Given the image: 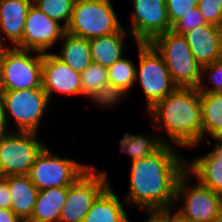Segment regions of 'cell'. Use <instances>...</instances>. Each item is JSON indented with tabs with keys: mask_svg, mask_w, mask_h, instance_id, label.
<instances>
[{
	"mask_svg": "<svg viewBox=\"0 0 222 222\" xmlns=\"http://www.w3.org/2000/svg\"><path fill=\"white\" fill-rule=\"evenodd\" d=\"M126 204L145 212L174 208L176 186L187 171V160L171 144L155 153L131 162Z\"/></svg>",
	"mask_w": 222,
	"mask_h": 222,
	"instance_id": "cell-1",
	"label": "cell"
},
{
	"mask_svg": "<svg viewBox=\"0 0 222 222\" xmlns=\"http://www.w3.org/2000/svg\"><path fill=\"white\" fill-rule=\"evenodd\" d=\"M152 127L169 137L168 144L192 148L202 142L200 91L177 87L149 111ZM174 143V144H173Z\"/></svg>",
	"mask_w": 222,
	"mask_h": 222,
	"instance_id": "cell-2",
	"label": "cell"
},
{
	"mask_svg": "<svg viewBox=\"0 0 222 222\" xmlns=\"http://www.w3.org/2000/svg\"><path fill=\"white\" fill-rule=\"evenodd\" d=\"M151 44L162 55L177 87L199 86L202 67L195 60L184 35L168 30L157 36Z\"/></svg>",
	"mask_w": 222,
	"mask_h": 222,
	"instance_id": "cell-3",
	"label": "cell"
},
{
	"mask_svg": "<svg viewBox=\"0 0 222 222\" xmlns=\"http://www.w3.org/2000/svg\"><path fill=\"white\" fill-rule=\"evenodd\" d=\"M122 28L110 0H75L66 32L90 40Z\"/></svg>",
	"mask_w": 222,
	"mask_h": 222,
	"instance_id": "cell-4",
	"label": "cell"
},
{
	"mask_svg": "<svg viewBox=\"0 0 222 222\" xmlns=\"http://www.w3.org/2000/svg\"><path fill=\"white\" fill-rule=\"evenodd\" d=\"M42 63L41 52L7 47L0 60V91L42 88Z\"/></svg>",
	"mask_w": 222,
	"mask_h": 222,
	"instance_id": "cell-5",
	"label": "cell"
},
{
	"mask_svg": "<svg viewBox=\"0 0 222 222\" xmlns=\"http://www.w3.org/2000/svg\"><path fill=\"white\" fill-rule=\"evenodd\" d=\"M137 45L139 67H136L135 83H140L149 111L174 91L177 85L172 81L166 63L155 47L151 43H137Z\"/></svg>",
	"mask_w": 222,
	"mask_h": 222,
	"instance_id": "cell-6",
	"label": "cell"
},
{
	"mask_svg": "<svg viewBox=\"0 0 222 222\" xmlns=\"http://www.w3.org/2000/svg\"><path fill=\"white\" fill-rule=\"evenodd\" d=\"M6 120L12 117L15 122L11 131L38 133L44 113L49 105V98L43 88H29L15 91H0Z\"/></svg>",
	"mask_w": 222,
	"mask_h": 222,
	"instance_id": "cell-7",
	"label": "cell"
},
{
	"mask_svg": "<svg viewBox=\"0 0 222 222\" xmlns=\"http://www.w3.org/2000/svg\"><path fill=\"white\" fill-rule=\"evenodd\" d=\"M90 167V164L85 165V163L82 164L70 158H62L45 145L36 156L28 175L40 191L55 187H68Z\"/></svg>",
	"mask_w": 222,
	"mask_h": 222,
	"instance_id": "cell-8",
	"label": "cell"
},
{
	"mask_svg": "<svg viewBox=\"0 0 222 222\" xmlns=\"http://www.w3.org/2000/svg\"><path fill=\"white\" fill-rule=\"evenodd\" d=\"M38 133L10 131L0 138V177L28 175L38 153L46 145Z\"/></svg>",
	"mask_w": 222,
	"mask_h": 222,
	"instance_id": "cell-9",
	"label": "cell"
},
{
	"mask_svg": "<svg viewBox=\"0 0 222 222\" xmlns=\"http://www.w3.org/2000/svg\"><path fill=\"white\" fill-rule=\"evenodd\" d=\"M191 179L193 176L186 171L178 180L174 206L182 204L176 212L194 222H215L222 196L198 180L191 185Z\"/></svg>",
	"mask_w": 222,
	"mask_h": 222,
	"instance_id": "cell-10",
	"label": "cell"
},
{
	"mask_svg": "<svg viewBox=\"0 0 222 222\" xmlns=\"http://www.w3.org/2000/svg\"><path fill=\"white\" fill-rule=\"evenodd\" d=\"M91 167L68 186L66 202L59 222H83L97 196L110 184L107 171Z\"/></svg>",
	"mask_w": 222,
	"mask_h": 222,
	"instance_id": "cell-11",
	"label": "cell"
},
{
	"mask_svg": "<svg viewBox=\"0 0 222 222\" xmlns=\"http://www.w3.org/2000/svg\"><path fill=\"white\" fill-rule=\"evenodd\" d=\"M128 32L135 43H151L157 36L172 30L166 0H132Z\"/></svg>",
	"mask_w": 222,
	"mask_h": 222,
	"instance_id": "cell-12",
	"label": "cell"
},
{
	"mask_svg": "<svg viewBox=\"0 0 222 222\" xmlns=\"http://www.w3.org/2000/svg\"><path fill=\"white\" fill-rule=\"evenodd\" d=\"M66 28L48 17L34 4L26 16L22 40L15 46L23 50L47 53L58 40L62 39Z\"/></svg>",
	"mask_w": 222,
	"mask_h": 222,
	"instance_id": "cell-13",
	"label": "cell"
},
{
	"mask_svg": "<svg viewBox=\"0 0 222 222\" xmlns=\"http://www.w3.org/2000/svg\"><path fill=\"white\" fill-rule=\"evenodd\" d=\"M42 88L49 100L54 92L63 95H81V74L73 71L54 53H43Z\"/></svg>",
	"mask_w": 222,
	"mask_h": 222,
	"instance_id": "cell-14",
	"label": "cell"
},
{
	"mask_svg": "<svg viewBox=\"0 0 222 222\" xmlns=\"http://www.w3.org/2000/svg\"><path fill=\"white\" fill-rule=\"evenodd\" d=\"M184 36L201 67L221 61V27L206 24L186 32Z\"/></svg>",
	"mask_w": 222,
	"mask_h": 222,
	"instance_id": "cell-15",
	"label": "cell"
},
{
	"mask_svg": "<svg viewBox=\"0 0 222 222\" xmlns=\"http://www.w3.org/2000/svg\"><path fill=\"white\" fill-rule=\"evenodd\" d=\"M81 95L90 98L98 107L114 108L121 101L110 91L108 68L91 63L81 72Z\"/></svg>",
	"mask_w": 222,
	"mask_h": 222,
	"instance_id": "cell-16",
	"label": "cell"
},
{
	"mask_svg": "<svg viewBox=\"0 0 222 222\" xmlns=\"http://www.w3.org/2000/svg\"><path fill=\"white\" fill-rule=\"evenodd\" d=\"M214 140L216 145L209 153L187 161V171L202 185L222 196V139Z\"/></svg>",
	"mask_w": 222,
	"mask_h": 222,
	"instance_id": "cell-17",
	"label": "cell"
},
{
	"mask_svg": "<svg viewBox=\"0 0 222 222\" xmlns=\"http://www.w3.org/2000/svg\"><path fill=\"white\" fill-rule=\"evenodd\" d=\"M33 2L31 0H0V40L5 37L15 47L23 37L26 16ZM1 34H4V38Z\"/></svg>",
	"mask_w": 222,
	"mask_h": 222,
	"instance_id": "cell-18",
	"label": "cell"
},
{
	"mask_svg": "<svg viewBox=\"0 0 222 222\" xmlns=\"http://www.w3.org/2000/svg\"><path fill=\"white\" fill-rule=\"evenodd\" d=\"M3 178L11 192V211L24 222H28L32 217L39 190L29 175H9Z\"/></svg>",
	"mask_w": 222,
	"mask_h": 222,
	"instance_id": "cell-19",
	"label": "cell"
},
{
	"mask_svg": "<svg viewBox=\"0 0 222 222\" xmlns=\"http://www.w3.org/2000/svg\"><path fill=\"white\" fill-rule=\"evenodd\" d=\"M128 34L127 28L123 27L116 33L90 39L91 61L109 68L125 54V37Z\"/></svg>",
	"mask_w": 222,
	"mask_h": 222,
	"instance_id": "cell-20",
	"label": "cell"
},
{
	"mask_svg": "<svg viewBox=\"0 0 222 222\" xmlns=\"http://www.w3.org/2000/svg\"><path fill=\"white\" fill-rule=\"evenodd\" d=\"M124 203L126 202L120 201L109 184L94 200L83 222H127Z\"/></svg>",
	"mask_w": 222,
	"mask_h": 222,
	"instance_id": "cell-21",
	"label": "cell"
},
{
	"mask_svg": "<svg viewBox=\"0 0 222 222\" xmlns=\"http://www.w3.org/2000/svg\"><path fill=\"white\" fill-rule=\"evenodd\" d=\"M68 187L40 190L32 217L28 222H59L61 209L65 205Z\"/></svg>",
	"mask_w": 222,
	"mask_h": 222,
	"instance_id": "cell-22",
	"label": "cell"
},
{
	"mask_svg": "<svg viewBox=\"0 0 222 222\" xmlns=\"http://www.w3.org/2000/svg\"><path fill=\"white\" fill-rule=\"evenodd\" d=\"M61 41L60 54L54 55L73 71L81 74L92 63L89 40L65 32L59 42Z\"/></svg>",
	"mask_w": 222,
	"mask_h": 222,
	"instance_id": "cell-23",
	"label": "cell"
},
{
	"mask_svg": "<svg viewBox=\"0 0 222 222\" xmlns=\"http://www.w3.org/2000/svg\"><path fill=\"white\" fill-rule=\"evenodd\" d=\"M202 141L222 137V92H200ZM205 136V137H204Z\"/></svg>",
	"mask_w": 222,
	"mask_h": 222,
	"instance_id": "cell-24",
	"label": "cell"
},
{
	"mask_svg": "<svg viewBox=\"0 0 222 222\" xmlns=\"http://www.w3.org/2000/svg\"><path fill=\"white\" fill-rule=\"evenodd\" d=\"M136 65L124 55L108 68L110 91L120 100L129 95L135 85Z\"/></svg>",
	"mask_w": 222,
	"mask_h": 222,
	"instance_id": "cell-25",
	"label": "cell"
},
{
	"mask_svg": "<svg viewBox=\"0 0 222 222\" xmlns=\"http://www.w3.org/2000/svg\"><path fill=\"white\" fill-rule=\"evenodd\" d=\"M168 143L166 138L153 135H135L126 132L124 137L120 139V151L125 152L132 161L143 159L156 151L164 144Z\"/></svg>",
	"mask_w": 222,
	"mask_h": 222,
	"instance_id": "cell-26",
	"label": "cell"
},
{
	"mask_svg": "<svg viewBox=\"0 0 222 222\" xmlns=\"http://www.w3.org/2000/svg\"><path fill=\"white\" fill-rule=\"evenodd\" d=\"M75 0H35L33 4L37 6L48 17L62 22L66 28L70 22Z\"/></svg>",
	"mask_w": 222,
	"mask_h": 222,
	"instance_id": "cell-27",
	"label": "cell"
},
{
	"mask_svg": "<svg viewBox=\"0 0 222 222\" xmlns=\"http://www.w3.org/2000/svg\"><path fill=\"white\" fill-rule=\"evenodd\" d=\"M204 77L209 80L210 84L212 83L213 88L205 86ZM197 88L200 92H222V61L202 67L201 82Z\"/></svg>",
	"mask_w": 222,
	"mask_h": 222,
	"instance_id": "cell-28",
	"label": "cell"
},
{
	"mask_svg": "<svg viewBox=\"0 0 222 222\" xmlns=\"http://www.w3.org/2000/svg\"><path fill=\"white\" fill-rule=\"evenodd\" d=\"M197 7L207 24L222 28V0H198Z\"/></svg>",
	"mask_w": 222,
	"mask_h": 222,
	"instance_id": "cell-29",
	"label": "cell"
},
{
	"mask_svg": "<svg viewBox=\"0 0 222 222\" xmlns=\"http://www.w3.org/2000/svg\"><path fill=\"white\" fill-rule=\"evenodd\" d=\"M198 0H166L171 27L197 7Z\"/></svg>",
	"mask_w": 222,
	"mask_h": 222,
	"instance_id": "cell-30",
	"label": "cell"
},
{
	"mask_svg": "<svg viewBox=\"0 0 222 222\" xmlns=\"http://www.w3.org/2000/svg\"><path fill=\"white\" fill-rule=\"evenodd\" d=\"M206 24L207 22L204 20V17L200 13L199 8L196 7L192 10V12L188 13L185 15V17L177 21L172 26V30L177 34L184 35L186 32Z\"/></svg>",
	"mask_w": 222,
	"mask_h": 222,
	"instance_id": "cell-31",
	"label": "cell"
},
{
	"mask_svg": "<svg viewBox=\"0 0 222 222\" xmlns=\"http://www.w3.org/2000/svg\"><path fill=\"white\" fill-rule=\"evenodd\" d=\"M11 192L7 181L0 177V209L11 210Z\"/></svg>",
	"mask_w": 222,
	"mask_h": 222,
	"instance_id": "cell-32",
	"label": "cell"
},
{
	"mask_svg": "<svg viewBox=\"0 0 222 222\" xmlns=\"http://www.w3.org/2000/svg\"><path fill=\"white\" fill-rule=\"evenodd\" d=\"M173 210V208L164 210V222H194L193 220L181 216L176 211L173 213Z\"/></svg>",
	"mask_w": 222,
	"mask_h": 222,
	"instance_id": "cell-33",
	"label": "cell"
},
{
	"mask_svg": "<svg viewBox=\"0 0 222 222\" xmlns=\"http://www.w3.org/2000/svg\"><path fill=\"white\" fill-rule=\"evenodd\" d=\"M0 222H24L10 209H0Z\"/></svg>",
	"mask_w": 222,
	"mask_h": 222,
	"instance_id": "cell-34",
	"label": "cell"
},
{
	"mask_svg": "<svg viewBox=\"0 0 222 222\" xmlns=\"http://www.w3.org/2000/svg\"><path fill=\"white\" fill-rule=\"evenodd\" d=\"M9 122L6 120L3 104L0 98V138L6 135L11 130H8L9 127L7 126Z\"/></svg>",
	"mask_w": 222,
	"mask_h": 222,
	"instance_id": "cell-35",
	"label": "cell"
},
{
	"mask_svg": "<svg viewBox=\"0 0 222 222\" xmlns=\"http://www.w3.org/2000/svg\"><path fill=\"white\" fill-rule=\"evenodd\" d=\"M148 218L145 222H164V211L162 212H147ZM127 222H131L128 218Z\"/></svg>",
	"mask_w": 222,
	"mask_h": 222,
	"instance_id": "cell-36",
	"label": "cell"
},
{
	"mask_svg": "<svg viewBox=\"0 0 222 222\" xmlns=\"http://www.w3.org/2000/svg\"><path fill=\"white\" fill-rule=\"evenodd\" d=\"M215 222H222V203L219 207L218 214L216 216Z\"/></svg>",
	"mask_w": 222,
	"mask_h": 222,
	"instance_id": "cell-37",
	"label": "cell"
},
{
	"mask_svg": "<svg viewBox=\"0 0 222 222\" xmlns=\"http://www.w3.org/2000/svg\"><path fill=\"white\" fill-rule=\"evenodd\" d=\"M9 47V44H4L1 40H0V60H1V57H2V54L4 52V50Z\"/></svg>",
	"mask_w": 222,
	"mask_h": 222,
	"instance_id": "cell-38",
	"label": "cell"
},
{
	"mask_svg": "<svg viewBox=\"0 0 222 222\" xmlns=\"http://www.w3.org/2000/svg\"><path fill=\"white\" fill-rule=\"evenodd\" d=\"M221 61H222V36H221Z\"/></svg>",
	"mask_w": 222,
	"mask_h": 222,
	"instance_id": "cell-39",
	"label": "cell"
}]
</instances>
